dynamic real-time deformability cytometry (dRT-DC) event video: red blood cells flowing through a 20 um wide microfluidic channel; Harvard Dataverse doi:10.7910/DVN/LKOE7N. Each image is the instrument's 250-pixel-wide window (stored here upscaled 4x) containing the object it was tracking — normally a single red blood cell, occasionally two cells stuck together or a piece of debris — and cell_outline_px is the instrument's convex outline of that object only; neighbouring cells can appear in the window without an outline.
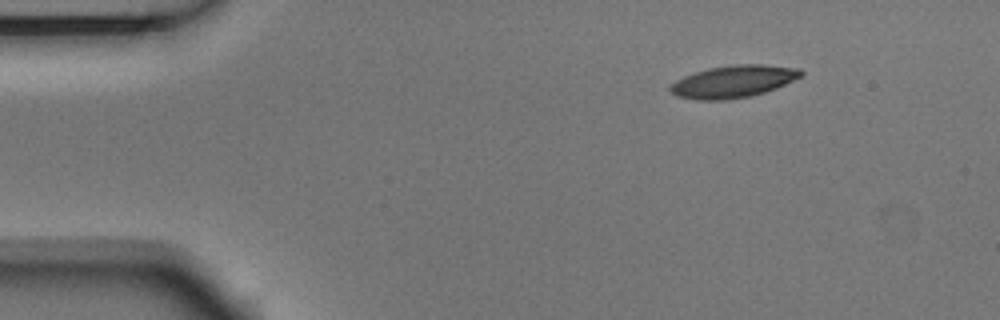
{"species": "Egyptian fruit bat (a non-hibernating species)", "species_latin": "Rousettus aegyptiacus", "temperature_condition": "room temperature", "stored_images_in_passage": 3, "camera_frame_rate_fps": 3000, "um_per_image_px": 0.085, "animal": {"sex": "male"}, "frame": {"image": 1, "passage_image": 1, "time_ms": 0.0, "image_size_px": [1000, 320], "cell_outline_px": [[804, 76], [776, 88], [764, 92], [748, 96], [728, 100], [696, 100], [676, 96], [668, 88], [668, 84], [684, 76], [708, 68], [736, 64], [764, 64], [800, 68], [804, 72]], "centroid_in_image_um": [62.34, 6.92], "position_along_channel_um": 22.7, "area_um2": 24.8}}